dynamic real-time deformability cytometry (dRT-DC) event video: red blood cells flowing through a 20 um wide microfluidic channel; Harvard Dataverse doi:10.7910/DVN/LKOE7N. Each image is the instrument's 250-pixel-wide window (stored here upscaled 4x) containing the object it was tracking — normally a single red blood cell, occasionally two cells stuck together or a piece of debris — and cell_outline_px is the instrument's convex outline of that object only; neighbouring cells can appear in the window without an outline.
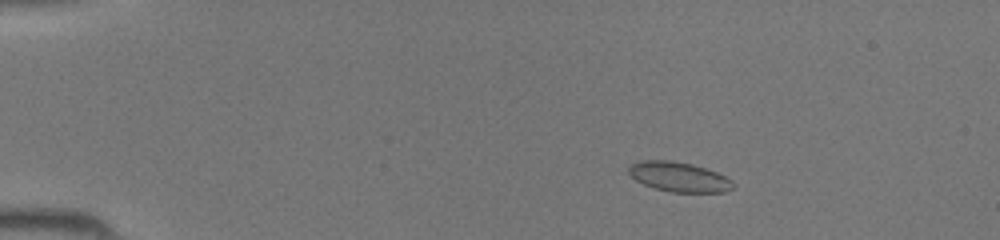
{"species": "common noctule bat (a hibernating species)", "species_latin": "Nyctalus noctula", "temperature_condition": "room temperature", "stored_images_in_passage": 46, "camera_frame_rate_fps": 3000, "um_per_image_px": 0.085, "animal": {"sex": "female", "body_mass_g": 19.5, "forearm_length_mm": 54.1}, "frame": {"image": 1, "passage_image": 8, "time_ms": 2.333, "image_size_px": [1000, 240], "cell_outline_px": [[736, 188], [724, 192], [672, 192], [656, 188], [644, 184], [636, 180], [628, 172], [628, 168], [636, 160], [672, 160], [692, 164], [716, 172], [732, 180], [736, 184]], "centroid_in_image_um": [57.73, 15.03], "position_along_channel_um": 27.3, "area_um2": 18.15}}
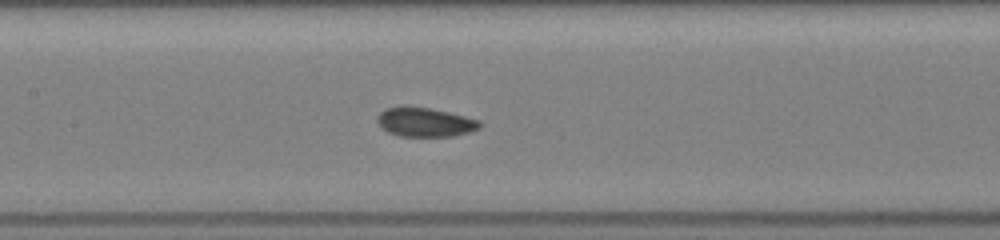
{"frame": {"image": 2, "passage_image": 23, "time_ms": 7.333, "image_size_px": [1000, 240], "cell_outline_px": [[480, 128], [468, 132], [452, 136], [400, 136], [388, 132], [380, 128], [376, 120], [376, 116], [384, 108], [404, 104], [428, 108], [448, 112], [480, 120]], "centroid_in_image_um": [36.04, 10.36], "position_along_channel_um": 171.4, "area_um2": 17.69}}
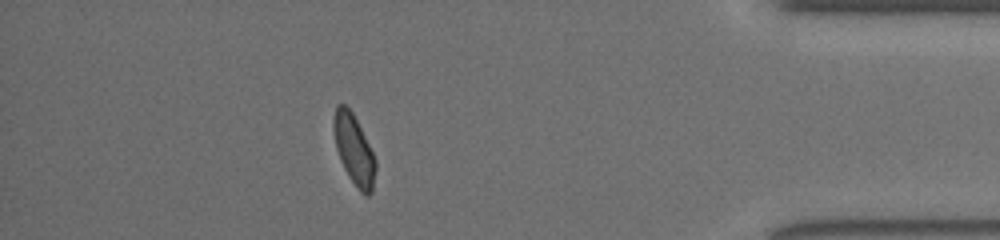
{"frame": {"image": 3, "passage_image": 41, "time_ms": 13.333, "image_size_px": [1000, 240], "cell_outline_px": [[376, 168], [372, 192], [368, 196], [364, 196], [356, 188], [348, 176], [340, 160], [336, 148], [332, 128], [332, 120], [336, 104], [344, 104], [352, 112], [376, 160]], "centroid_in_image_um": [30.06, 12.75], "position_along_channel_um": 405.1, "area_um2": 17.17}}